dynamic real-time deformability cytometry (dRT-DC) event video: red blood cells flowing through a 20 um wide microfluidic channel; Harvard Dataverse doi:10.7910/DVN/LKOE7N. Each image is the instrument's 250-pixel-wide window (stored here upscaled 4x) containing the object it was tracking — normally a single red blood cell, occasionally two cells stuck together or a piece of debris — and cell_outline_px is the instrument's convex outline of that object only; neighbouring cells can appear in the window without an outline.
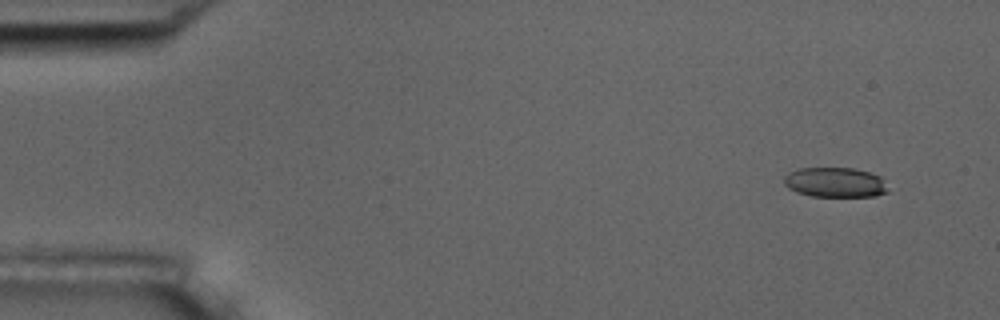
{"species": "common noctule bat (a hibernating species)", "species_latin": "Nyctalus noctula", "temperature_condition": "room temperature", "stored_images_in_passage": 6, "camera_frame_rate_fps": 3000, "um_per_image_px": 0.085, "animal": {"sex": "male", "body_mass_g": 17.5, "forearm_length_mm": 52.3}, "frame": {"image": 1, "passage_image": 1, "time_ms": 0.0, "image_size_px": [1000, 320], "cell_outline_px": [[888, 192], [876, 196], [812, 196], [796, 192], [788, 188], [784, 184], [784, 176], [788, 172], [800, 168], [856, 168], [880, 176], [888, 188]], "centroid_in_image_um": [70.97, 15.5], "position_along_channel_um": 14.0, "area_um2": 18.15}}
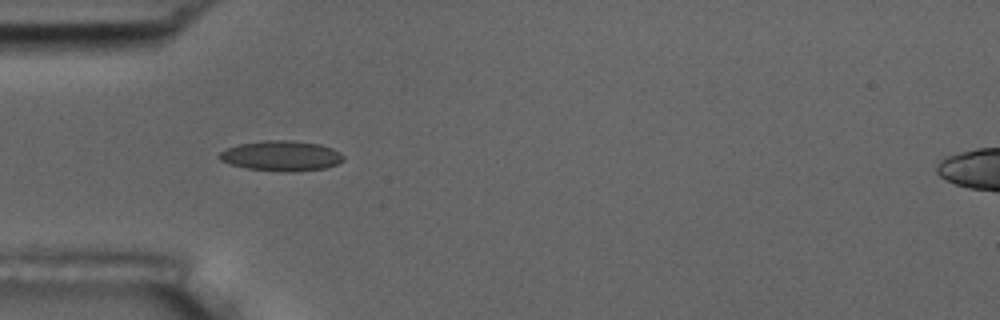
{"frame": {"image": 2, "passage_image": 5, "time_ms": 4.333, "image_size_px": [1000, 320], "cell_outline_px": [[344, 160], [336, 164], [324, 168], [248, 168], [232, 164], [220, 160], [216, 156], [224, 148], [240, 144], [264, 140], [292, 140], [320, 144], [332, 148], [340, 152], [344, 156]], "centroid_in_image_um": [23.88, 13.17], "position_along_channel_um": 61.1, "area_um2": 20.69}}